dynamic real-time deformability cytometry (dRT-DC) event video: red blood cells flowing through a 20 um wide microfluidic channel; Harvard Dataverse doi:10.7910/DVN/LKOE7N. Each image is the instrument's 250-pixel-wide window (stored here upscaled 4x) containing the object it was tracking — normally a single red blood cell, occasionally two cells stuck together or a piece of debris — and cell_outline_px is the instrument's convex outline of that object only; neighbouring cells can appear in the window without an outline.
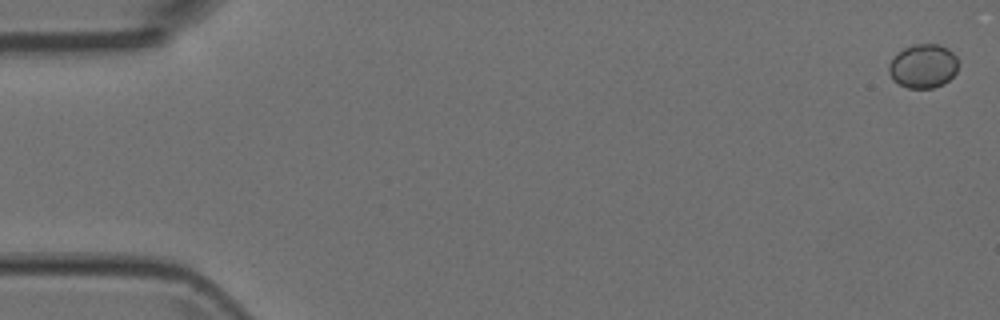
{"species": "Egyptian fruit bat (a non-hibernating species)", "species_latin": "Rousettus aegyptiacus", "temperature_condition": "room temperature", "stored_images_in_passage": 5, "camera_frame_rate_fps": 3000, "um_per_image_px": 0.085, "animal": {"sex": "female"}, "frame": {"image": 1, "passage_image": 1, "time_ms": 0.0, "image_size_px": [1000, 320], "cell_outline_px": [[956, 72], [944, 84], [932, 88], [908, 88], [892, 80], [888, 72], [888, 64], [904, 48], [912, 44], [936, 44], [948, 48], [956, 56]], "centroid_in_image_um": [78.45, 5.62], "position_along_channel_um": 6.6, "area_um2": 17.63}}
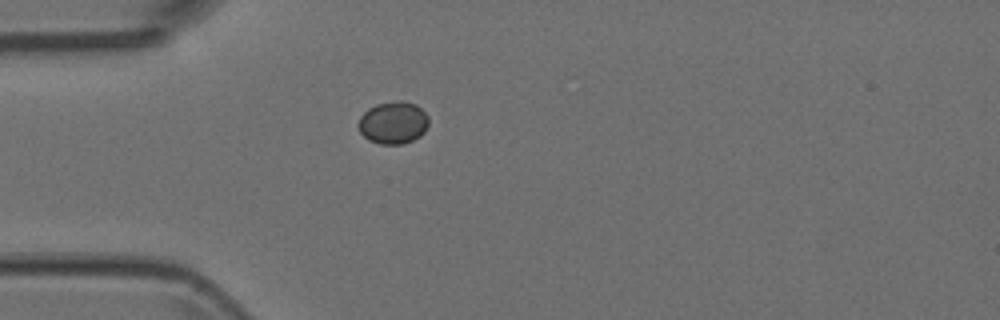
{"frame": {"image": 2, "passage_image": 5, "time_ms": 1.333, "image_size_px": [1000, 320], "cell_outline_px": [[428, 124], [424, 132], [420, 136], [412, 140], [400, 144], [380, 144], [368, 140], [360, 132], [356, 124], [360, 116], [368, 108], [376, 104], [400, 100], [416, 104], [428, 116]], "centroid_in_image_um": [33.39, 10.42], "position_along_channel_um": 51.6, "area_um2": 17.46}}